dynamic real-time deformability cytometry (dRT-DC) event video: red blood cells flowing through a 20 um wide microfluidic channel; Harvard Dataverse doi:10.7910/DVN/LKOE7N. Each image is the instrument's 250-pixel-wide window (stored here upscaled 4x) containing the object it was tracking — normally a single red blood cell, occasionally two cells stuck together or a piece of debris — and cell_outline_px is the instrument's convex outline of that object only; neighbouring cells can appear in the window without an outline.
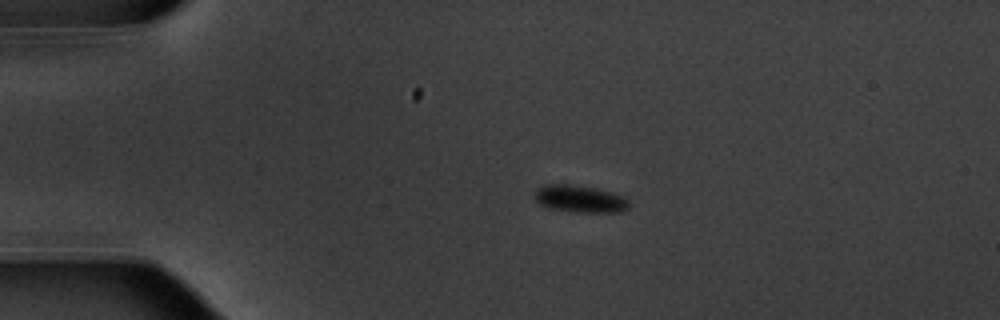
{"species": "common noctule bat (a hibernating species)", "species_latin": "Nyctalus noctula", "temperature_condition": "warm", "stored_images_in_passage": 9, "camera_frame_rate_fps": 3000, "um_per_image_px": 0.085, "animal": {"sex": "male", "body_mass_g": 20.1, "forearm_length_mm": 53.5}, "frame": {"image": 1, "passage_image": 1, "time_ms": 0.0, "image_size_px": [1000, 320], "cell_outline_px": [[628, 208], [616, 212], [572, 212], [548, 208], [540, 204], [536, 200], [536, 188], [544, 184], [572, 184], [612, 192], [624, 196], [628, 200]], "centroid_in_image_um": [49.27, 16.9], "position_along_channel_um": 35.7, "area_um2": 14.91}}
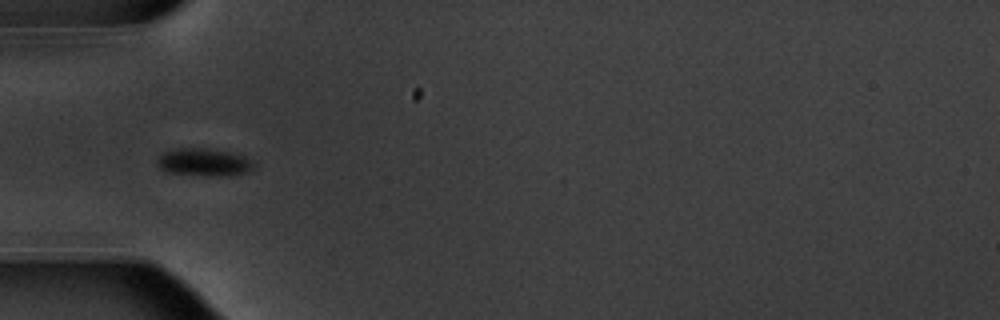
{"frame": {"image": 2, "passage_image": 7, "time_ms": 2.0, "image_size_px": [1000, 320], "cell_outline_px": [[256, 160], [252, 168], [248, 172], [236, 176], [208, 176], [164, 172], [156, 164], [156, 156], [160, 152], [176, 148], [208, 148], [228, 152], [244, 156]], "centroid_in_image_um": [17.31, 13.79], "position_along_channel_um": 67.7, "area_um2": 16.18}}